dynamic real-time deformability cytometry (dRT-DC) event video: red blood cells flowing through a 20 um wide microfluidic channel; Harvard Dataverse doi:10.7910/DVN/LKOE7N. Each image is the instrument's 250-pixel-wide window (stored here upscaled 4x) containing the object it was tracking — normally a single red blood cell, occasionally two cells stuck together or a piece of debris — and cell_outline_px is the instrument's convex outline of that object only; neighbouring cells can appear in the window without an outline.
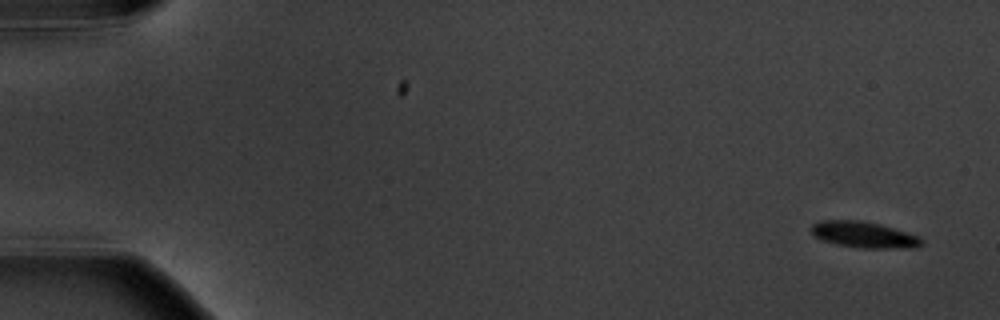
{"species": "common noctule bat (a hibernating species)", "species_latin": "Nyctalus noctula", "temperature_condition": "warm", "stored_images_in_passage": 9, "camera_frame_rate_fps": 3000, "um_per_image_px": 0.085, "animal": {"sex": "male", "body_mass_g": 20.1, "forearm_length_mm": 53.5}, "frame": {"image": 1, "passage_image": 1, "time_ms": 0.0, "image_size_px": [1000, 320], "cell_outline_px": [[924, 244], [920, 248], [860, 248], [836, 244], [820, 240], [812, 232], [812, 224], [820, 220], [860, 220], [880, 224], [920, 236], [924, 240]], "centroid_in_image_um": [73.49, 19.96], "position_along_channel_um": 11.5, "area_um2": 17.05}}
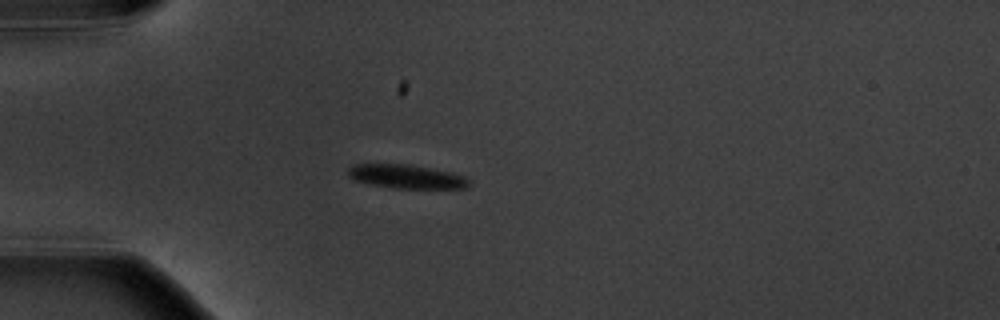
{"frame": {"image": 2, "passage_image": 4, "time_ms": 4.667, "image_size_px": [1000, 320], "cell_outline_px": [[468, 188], [396, 188], [372, 184], [356, 180], [348, 176], [348, 168], [352, 164], [408, 164], [432, 168], [452, 172], [464, 176], [468, 180]], "centroid_in_image_um": [34.55, 14.99], "position_along_channel_um": 50.5, "area_um2": 16.65}}
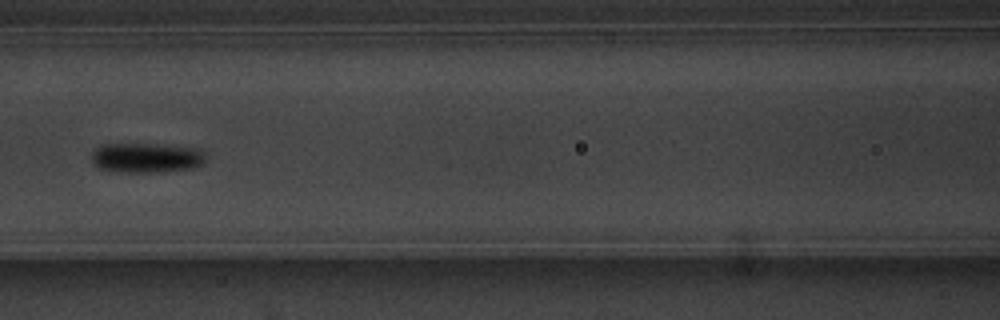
{"frame": {"image": 3, "passage_image": 7, "time_ms": 8.0, "image_size_px": [1000, 320], "cell_outline_px": [[204, 164], [192, 168], [156, 172], [120, 172], [100, 168], [92, 164], [92, 152], [100, 144], [156, 144], [200, 148], [204, 152]], "centroid_in_image_um": [12.44, 13.4], "position_along_channel_um": 154.2, "area_um2": 19.94}}